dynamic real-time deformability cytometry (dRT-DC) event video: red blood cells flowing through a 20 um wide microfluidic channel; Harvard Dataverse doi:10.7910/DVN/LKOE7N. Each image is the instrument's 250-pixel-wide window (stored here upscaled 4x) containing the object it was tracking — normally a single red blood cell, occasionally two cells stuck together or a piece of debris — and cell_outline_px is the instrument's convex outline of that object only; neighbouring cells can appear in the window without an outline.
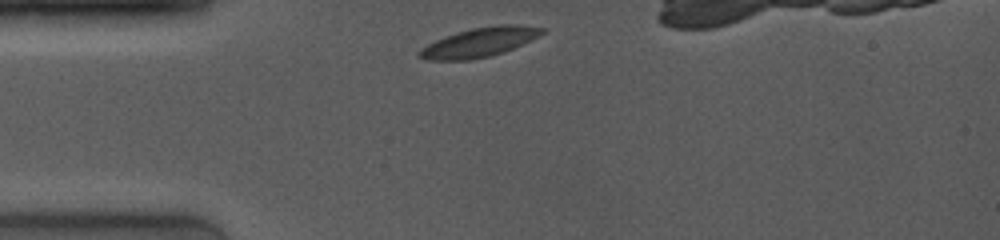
{"species": "common noctule bat (a hibernating species)", "species_latin": "Nyctalus noctula", "temperature_condition": "room temperature", "stored_images_in_passage": 25, "camera_frame_rate_fps": 4000, "um_per_image_px": 0.085, "animal": {"sex": "female", "body_mass_g": 19.0, "forearm_length_mm": 53.3}, "frame": {"image": 1, "passage_image": 1, "time_ms": 0.0, "image_size_px": [1000, 240], "cell_outline_px": [[548, 32], [532, 40], [504, 52], [488, 56], [468, 60], [428, 60], [416, 56], [416, 52], [420, 48], [444, 36], [456, 32], [472, 28], [500, 24], [516, 24], [548, 28]], "centroid_in_image_um": [40.79, 3.58], "position_along_channel_um": 44.2, "area_um2": 21.27}}
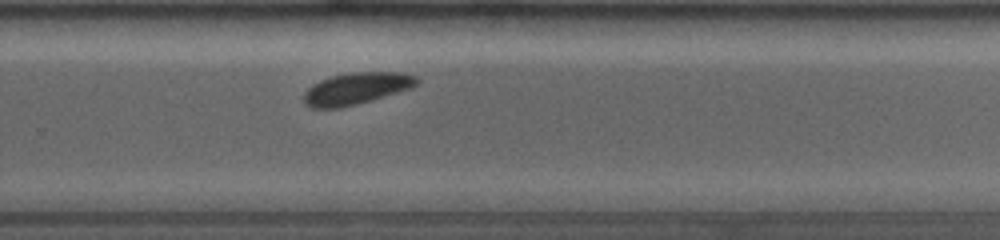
{"frame": {"image": 2, "passage_image": 17, "time_ms": 7.0, "image_size_px": [1000, 240], "cell_outline_px": [[420, 80], [412, 88], [372, 100], [340, 108], [312, 108], [304, 104], [304, 92], [312, 84], [320, 80], [332, 76], [352, 72], [404, 72], [416, 76]], "centroid_in_image_um": [30.3, 7.52], "position_along_channel_um": 299.5, "area_um2": 21.04}}
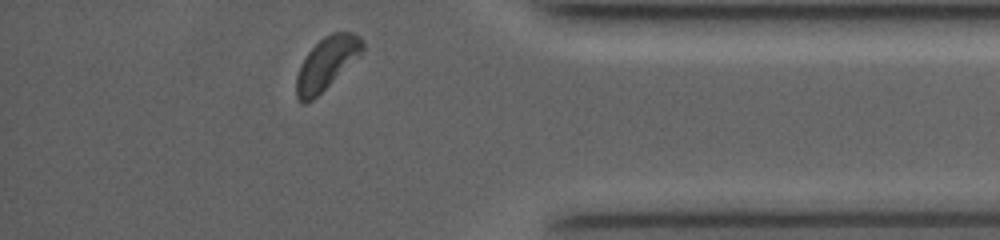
{"frame": {"image": 3, "passage_image": 25, "time_ms": 10.0, "image_size_px": [1000, 240], "cell_outline_px": [[364, 52], [360, 56], [312, 100], [304, 104], [300, 104], [296, 96], [296, 76], [300, 64], [308, 52], [324, 36], [332, 32], [352, 32], [360, 36], [364, 40]], "centroid_in_image_um": [27.77, 5.38], "position_along_channel_um": 407.4, "area_um2": 20.29}, "authors_computed_cell_mechanics": {"area_um2": 21.1548, "velocity_mm_per_s": 3.9363, "shape_relaxation_time_tau1_ms": 1.3606, "shape_relaxation_time_tau2_ms": null, "deformation_change_tau1": 0.0465, "deformation_change_tau2": null}}